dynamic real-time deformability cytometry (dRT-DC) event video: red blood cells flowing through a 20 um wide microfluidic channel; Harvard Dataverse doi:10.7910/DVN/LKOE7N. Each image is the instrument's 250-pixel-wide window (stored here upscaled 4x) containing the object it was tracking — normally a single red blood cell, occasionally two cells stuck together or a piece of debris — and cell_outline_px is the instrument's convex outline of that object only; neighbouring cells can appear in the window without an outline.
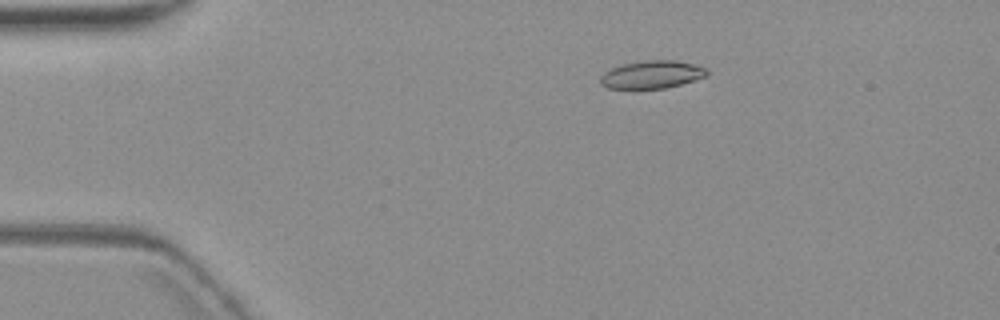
{"species": "common noctule bat (a hibernating species)", "species_latin": "Nyctalus noctula", "temperature_condition": "warm", "stored_images_in_passage": 4, "camera_frame_rate_fps": 3000, "um_per_image_px": 0.085, "animal": {"sex": "female", "body_mass_g": 19.3, "forearm_length_mm": 54.1}, "frame": {"image": 1, "passage_image": 3, "time_ms": 2.333, "image_size_px": [1000, 320], "cell_outline_px": [[708, 76], [696, 80], [664, 88], [608, 88], [600, 84], [600, 76], [604, 72], [620, 64], [648, 60], [676, 60], [692, 64], [704, 68], [708, 72]], "centroid_in_image_um": [55.39, 6.33], "position_along_channel_um": 29.6, "area_um2": 17.17}}